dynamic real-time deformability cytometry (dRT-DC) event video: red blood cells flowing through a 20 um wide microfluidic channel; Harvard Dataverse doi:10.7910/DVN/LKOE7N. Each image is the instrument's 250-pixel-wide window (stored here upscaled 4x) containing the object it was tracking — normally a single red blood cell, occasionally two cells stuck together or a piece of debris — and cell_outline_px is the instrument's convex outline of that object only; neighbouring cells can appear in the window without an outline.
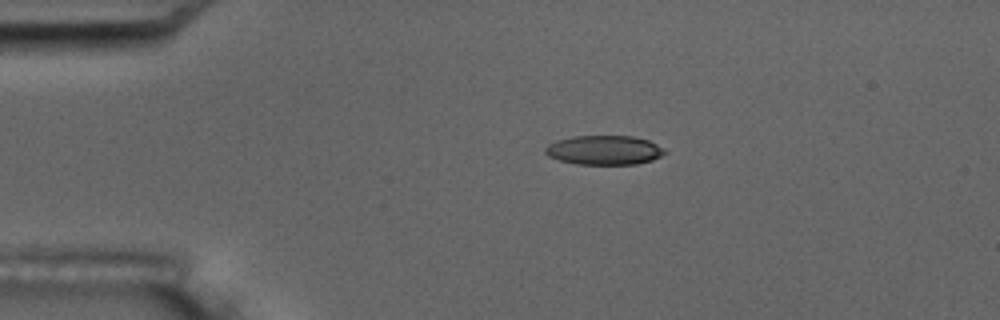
{"species": "common noctule bat (a hibernating species)", "species_latin": "Nyctalus noctula", "temperature_condition": "room temperature", "stored_images_in_passage": 12, "camera_frame_rate_fps": 3000, "um_per_image_px": 0.085, "animal": {"sex": "male", "body_mass_g": 17.5, "forearm_length_mm": 52.3}, "frame": {"image": 1, "passage_image": 4, "time_ms": 3.333, "image_size_px": [1000, 320], "cell_outline_px": [[668, 152], [652, 160], [636, 164], [576, 164], [560, 160], [548, 156], [544, 152], [544, 148], [548, 144], [556, 140], [572, 136], [632, 136], [648, 140], [664, 148]], "centroid_in_image_um": [51.34, 12.75], "position_along_channel_um": 33.7, "area_um2": 20.46}}
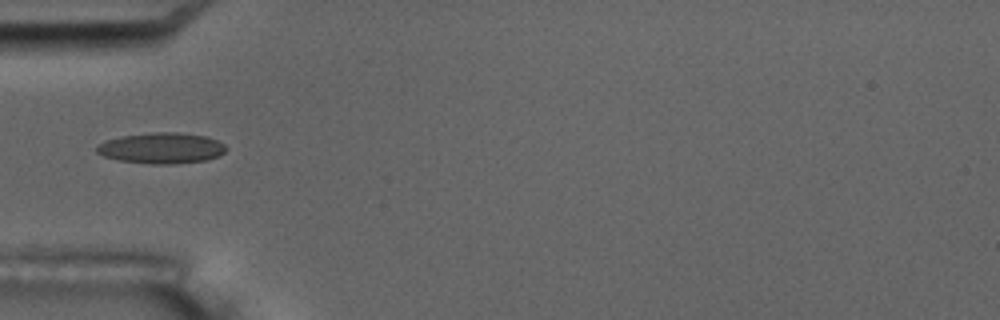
{"frame": {"image": 2, "passage_image": 6, "time_ms": 5.667, "image_size_px": [1000, 320], "cell_outline_px": [[228, 148], [220, 156], [208, 160], [176, 164], [152, 164], [120, 160], [104, 156], [96, 152], [96, 148], [104, 140], [120, 136], [152, 132], [176, 132], [204, 136], [216, 140], [224, 144]], "centroid_in_image_um": [13.75, 12.59], "position_along_channel_um": 71.3, "area_um2": 23.35}}
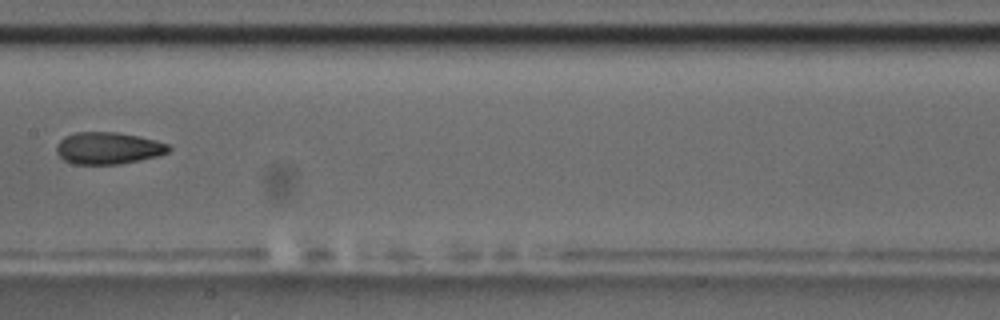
{"frame": {"image": 3, "passage_image": 9, "time_ms": 9.333, "image_size_px": [1000, 320], "cell_outline_px": [[172, 148], [168, 152], [156, 156], [140, 160], [120, 164], [72, 164], [64, 160], [56, 152], [56, 144], [64, 136], [76, 132], [116, 132], [156, 140], [168, 144]], "centroid_in_image_um": [9.17, 12.59], "position_along_channel_um": 198.2, "area_um2": 20.92}}